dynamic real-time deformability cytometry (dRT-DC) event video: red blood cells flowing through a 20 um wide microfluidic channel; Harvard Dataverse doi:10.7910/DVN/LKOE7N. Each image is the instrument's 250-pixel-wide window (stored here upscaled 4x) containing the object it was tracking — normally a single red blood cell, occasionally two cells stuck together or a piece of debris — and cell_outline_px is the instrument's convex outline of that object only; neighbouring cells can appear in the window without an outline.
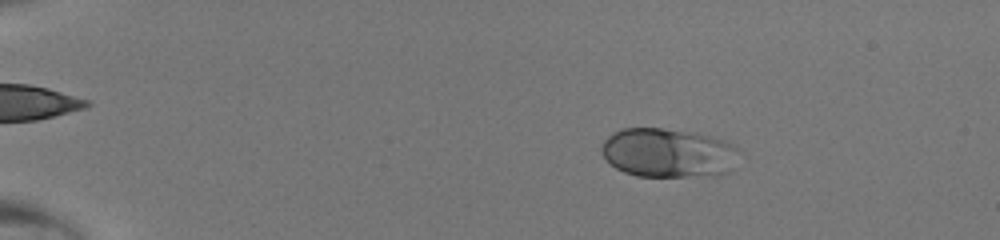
{"species": "human", "species_latin": "Homo sapiens", "temperature_condition": "room temperature", "stored_images_in_passage": 48, "camera_frame_rate_fps": 3000, "um_per_image_px": 0.085, "donor": {"sex": "male"}, "frame": {"image": 1, "passage_image": 9, "time_ms": 2.667, "image_size_px": [1000, 240], "cell_outline_px": [[736, 148], [728, 172], [712, 176], [636, 176], [624, 172], [616, 168], [604, 156], [600, 148], [604, 140], [608, 136], [620, 128], [660, 128], [708, 136], [732, 144]], "centroid_in_image_um": [56.69, 13.0], "position_along_channel_um": 28.3, "area_um2": 38.49}}
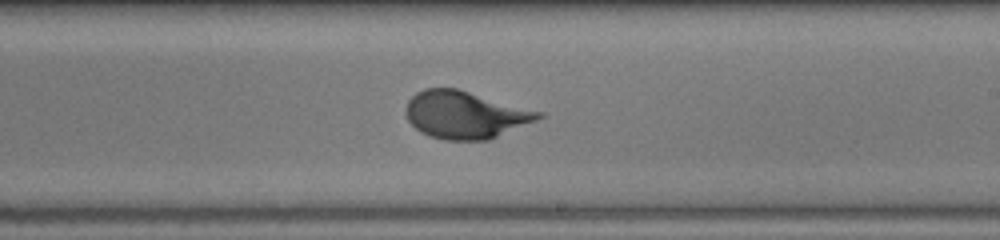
{"frame": {"image": 2, "passage_image": 31, "time_ms": 10.0, "image_size_px": [1000, 240], "cell_outline_px": [[544, 116], [536, 120], [488, 140], [444, 140], [420, 132], [408, 120], [404, 112], [404, 108], [408, 100], [416, 92], [424, 88], [456, 88], [544, 112]], "centroid_in_image_um": [39.51, 9.75], "position_along_channel_um": 249.5, "area_um2": 36.59}}
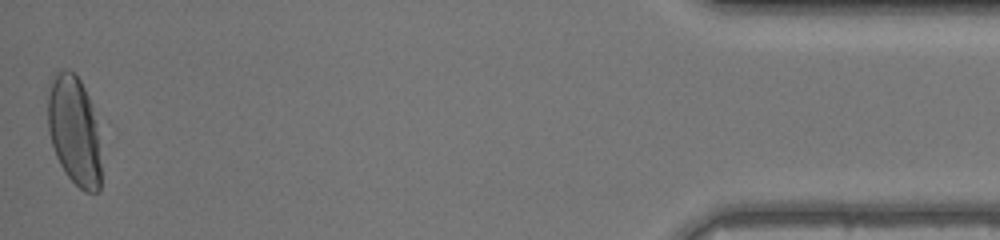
{"frame": {"image": 3, "passage_image": 48, "time_ms": 15.667, "image_size_px": [1000, 240], "cell_outline_px": [[100, 188], [96, 192], [84, 192], [68, 176], [60, 164], [56, 156], [48, 132], [48, 80], [52, 72], [56, 68], [68, 68], [80, 80], [92, 104], [96, 132], [100, 164]], "centroid_in_image_um": [6.25, 11.01], "position_along_channel_um": 429.0, "area_um2": 33.99}}